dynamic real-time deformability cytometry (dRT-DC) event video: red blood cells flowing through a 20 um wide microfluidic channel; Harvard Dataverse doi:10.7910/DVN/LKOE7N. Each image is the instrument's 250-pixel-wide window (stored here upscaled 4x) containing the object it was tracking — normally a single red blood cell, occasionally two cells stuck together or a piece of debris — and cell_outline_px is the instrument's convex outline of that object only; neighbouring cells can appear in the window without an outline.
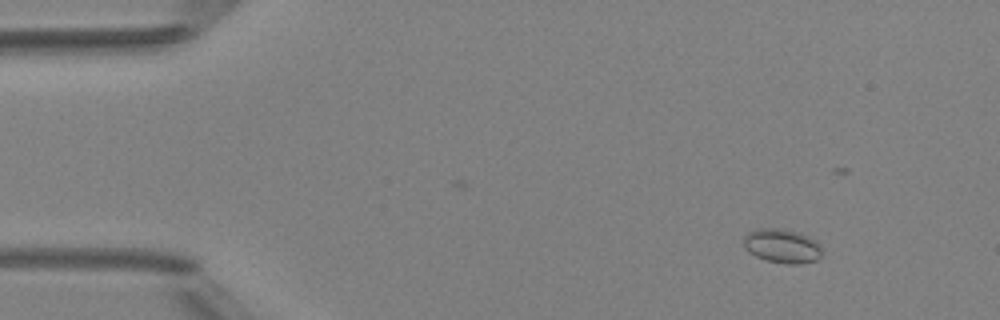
{"species": "Egyptian fruit bat (a non-hibernating species)", "species_latin": "Rousettus aegyptiacus", "temperature_condition": "room temperature", "stored_images_in_passage": 4, "camera_frame_rate_fps": 3000, "um_per_image_px": 0.085, "animal": {"sex": "female"}, "frame": {"image": 1, "passage_image": 2, "time_ms": 1.0, "image_size_px": [1000, 320], "cell_outline_px": [[820, 256], [816, 260], [800, 264], [788, 264], [764, 260], [748, 252], [744, 248], [744, 236], [748, 232], [756, 228], [776, 228], [796, 232], [808, 236], [820, 244]], "centroid_in_image_um": [66.43, 20.91], "position_along_channel_um": 18.6, "area_um2": 15.55}}
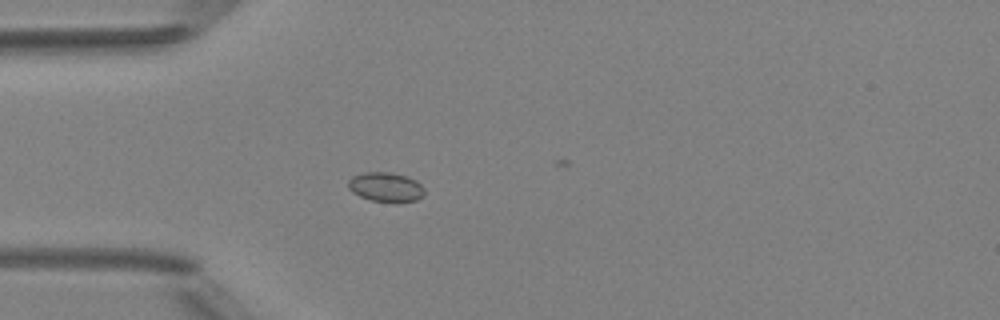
{"frame": {"image": 2, "passage_image": 4, "time_ms": 4.0, "image_size_px": [1000, 320], "cell_outline_px": [[424, 196], [416, 200], [396, 204], [368, 200], [352, 192], [348, 188], [348, 180], [352, 176], [364, 172], [392, 172], [408, 176], [416, 180], [424, 188]], "centroid_in_image_um": [32.81, 15.92], "position_along_channel_um": 52.2, "area_um2": 13.58}}